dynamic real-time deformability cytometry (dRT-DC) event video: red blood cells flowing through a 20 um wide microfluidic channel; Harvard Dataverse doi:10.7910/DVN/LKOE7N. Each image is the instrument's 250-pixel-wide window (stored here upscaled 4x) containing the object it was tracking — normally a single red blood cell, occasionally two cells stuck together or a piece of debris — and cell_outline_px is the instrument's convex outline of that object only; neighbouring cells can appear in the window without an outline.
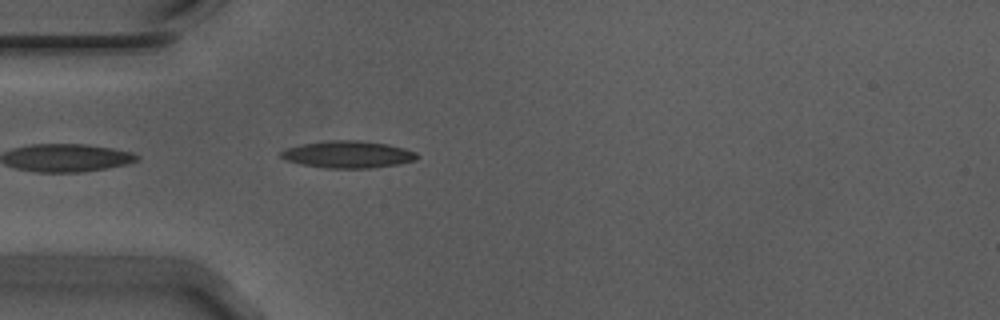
{"species": "Egyptian fruit bat (a non-hibernating species)", "species_latin": "Rousettus aegyptiacus", "temperature_condition": "warm", "stored_images_in_passage": 42, "camera_frame_rate_fps": 3000, "um_per_image_px": 0.085, "animal": {"sex": "male"}, "frame": {"image": 1, "passage_image": 3, "time_ms": 0.667, "image_size_px": [1000, 320], "cell_outline_px": [[420, 156], [416, 160], [396, 164], [372, 168], [324, 168], [300, 164], [284, 160], [280, 156], [280, 152], [288, 148], [304, 144], [332, 140], [356, 140], [388, 144], [404, 148], [416, 152]], "centroid_in_image_um": [29.59, 13.13], "position_along_channel_um": 55.4, "area_um2": 21.39}}
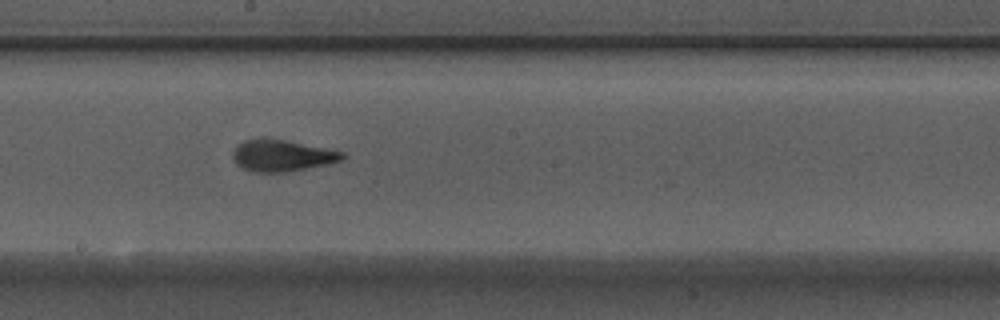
{"frame": {"image": 2, "passage_image": 17, "time_ms": 5.333, "image_size_px": [1000, 320], "cell_outline_px": [[344, 156], [340, 160], [328, 164], [284, 172], [252, 172], [236, 164], [232, 156], [232, 152], [244, 140], [260, 136], [264, 136], [344, 152]], "centroid_in_image_um": [23.9, 13.2], "position_along_channel_um": 224.3, "area_um2": 20.06}}
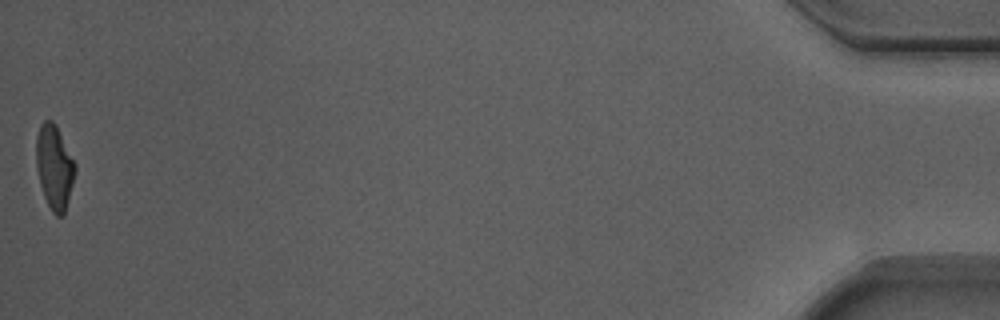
{"frame": {"image": 3, "passage_image": 42, "time_ms": 13.667, "image_size_px": [1000, 320], "cell_outline_px": [[76, 168], [64, 216], [56, 216], [52, 212], [44, 196], [40, 184], [36, 168], [36, 136], [40, 124], [44, 120], [52, 120], [56, 124], [76, 164]], "centroid_in_image_um": [4.61, 14.18], "position_along_channel_um": 430.6, "area_um2": 19.13}, "authors_computed_cell_mechanics": {"area_um2": 19.7676, "velocity_mm_per_s": 3.7297, "shape_relaxation_time_tau1_ms": 3.913, "shape_relaxation_time_tau2_ms": 1.3572, "deformation_change_tau1": 0.1955, "deformation_change_tau2": 0.1005}}